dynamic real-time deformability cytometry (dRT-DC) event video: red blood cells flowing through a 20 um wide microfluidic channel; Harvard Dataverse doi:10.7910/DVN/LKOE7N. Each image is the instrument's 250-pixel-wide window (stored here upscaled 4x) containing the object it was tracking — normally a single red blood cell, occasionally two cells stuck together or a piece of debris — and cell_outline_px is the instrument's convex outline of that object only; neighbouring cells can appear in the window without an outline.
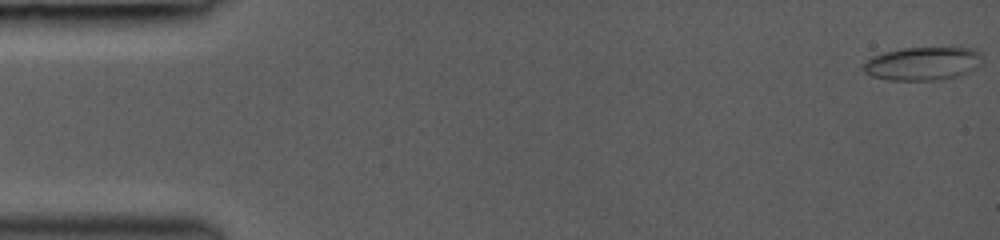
{"species": "common noctule bat (a hibernating species)", "species_latin": "Nyctalus noctula", "temperature_condition": "room temperature", "stored_images_in_passage": 38, "camera_frame_rate_fps": 3000, "um_per_image_px": 0.085, "animal": {"sex": "female", "body_mass_g": 19.0, "forearm_length_mm": 53.3}, "frame": {"image": 1, "passage_image": 1, "time_ms": 0.0, "image_size_px": [1000, 240], "cell_outline_px": [[980, 64], [956, 76], [932, 80], [888, 80], [872, 76], [864, 72], [864, 64], [872, 56], [884, 52], [904, 48], [972, 48], [980, 52]], "centroid_in_image_um": [78.37, 5.4], "position_along_channel_um": 6.6, "area_um2": 22.54}}
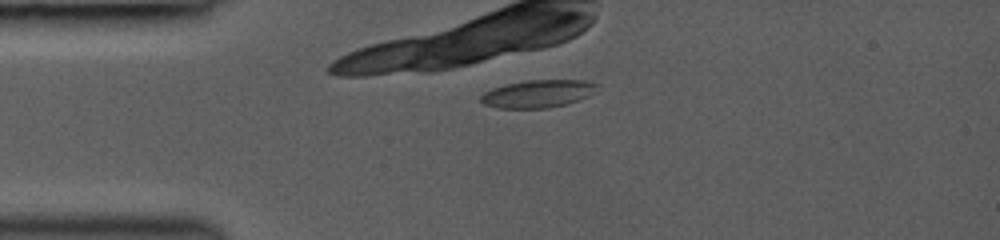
{"frame": {"image": 2, "passage_image": 12, "time_ms": 3.667, "image_size_px": [1000, 240], "cell_outline_px": [[600, 84], [588, 96], [564, 104], [544, 108], [500, 108], [484, 104], [480, 100], [480, 96], [484, 92], [492, 88], [508, 84], [528, 80], [584, 80]], "centroid_in_image_um": [45.7, 7.96], "position_along_channel_um": 39.3, "area_um2": 18.44}}